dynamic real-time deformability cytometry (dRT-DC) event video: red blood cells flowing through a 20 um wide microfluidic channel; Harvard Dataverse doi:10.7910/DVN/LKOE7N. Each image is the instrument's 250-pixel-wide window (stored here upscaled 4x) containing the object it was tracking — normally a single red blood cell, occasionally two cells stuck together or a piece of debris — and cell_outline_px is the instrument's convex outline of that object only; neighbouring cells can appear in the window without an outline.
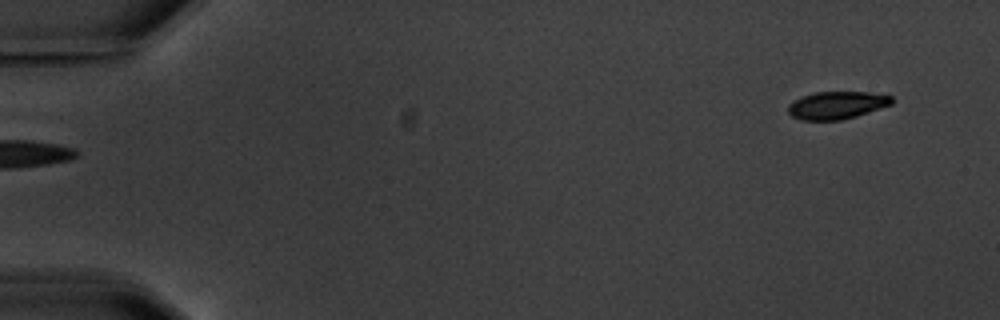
{"species": "common noctule bat (a hibernating species)", "species_latin": "Nyctalus noctula", "temperature_condition": "warm", "stored_images_in_passage": 4, "camera_frame_rate_fps": 3000, "um_per_image_px": 0.085, "animal": {"sex": "male", "body_mass_g": 20.1, "forearm_length_mm": 53.5}, "frame": {"image": 1, "passage_image": 1, "time_ms": 0.0, "image_size_px": [1000, 320], "cell_outline_px": [[892, 104], [856, 116], [840, 120], [800, 120], [792, 116], [788, 112], [788, 104], [800, 96], [816, 92], [868, 92], [892, 96]], "centroid_in_image_um": [71.09, 8.94], "position_along_channel_um": 13.9, "area_um2": 16.65}}